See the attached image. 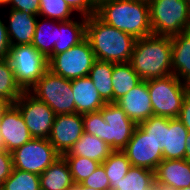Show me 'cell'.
<instances>
[{
	"instance_id": "6da1fadb",
	"label": "cell",
	"mask_w": 190,
	"mask_h": 190,
	"mask_svg": "<svg viewBox=\"0 0 190 190\" xmlns=\"http://www.w3.org/2000/svg\"><path fill=\"white\" fill-rule=\"evenodd\" d=\"M84 132L97 136L112 150H123L136 124L117 103H106L100 111L83 114Z\"/></svg>"
},
{
	"instance_id": "7a4b0ae2",
	"label": "cell",
	"mask_w": 190,
	"mask_h": 190,
	"mask_svg": "<svg viewBox=\"0 0 190 190\" xmlns=\"http://www.w3.org/2000/svg\"><path fill=\"white\" fill-rule=\"evenodd\" d=\"M129 63L144 81L173 74L171 38L152 34L136 39Z\"/></svg>"
},
{
	"instance_id": "3957f363",
	"label": "cell",
	"mask_w": 190,
	"mask_h": 190,
	"mask_svg": "<svg viewBox=\"0 0 190 190\" xmlns=\"http://www.w3.org/2000/svg\"><path fill=\"white\" fill-rule=\"evenodd\" d=\"M86 38L96 59L114 63H128L136 39L112 27L95 14L87 17Z\"/></svg>"
},
{
	"instance_id": "277c9868",
	"label": "cell",
	"mask_w": 190,
	"mask_h": 190,
	"mask_svg": "<svg viewBox=\"0 0 190 190\" xmlns=\"http://www.w3.org/2000/svg\"><path fill=\"white\" fill-rule=\"evenodd\" d=\"M95 15L135 39L152 35L148 0H112L102 4Z\"/></svg>"
},
{
	"instance_id": "5b68a950",
	"label": "cell",
	"mask_w": 190,
	"mask_h": 190,
	"mask_svg": "<svg viewBox=\"0 0 190 190\" xmlns=\"http://www.w3.org/2000/svg\"><path fill=\"white\" fill-rule=\"evenodd\" d=\"M152 34L173 38L190 30V7L185 0H148Z\"/></svg>"
},
{
	"instance_id": "8992f818",
	"label": "cell",
	"mask_w": 190,
	"mask_h": 190,
	"mask_svg": "<svg viewBox=\"0 0 190 190\" xmlns=\"http://www.w3.org/2000/svg\"><path fill=\"white\" fill-rule=\"evenodd\" d=\"M147 86L153 115L178 118L189 86L173 74L147 80Z\"/></svg>"
},
{
	"instance_id": "52a82bcc",
	"label": "cell",
	"mask_w": 190,
	"mask_h": 190,
	"mask_svg": "<svg viewBox=\"0 0 190 190\" xmlns=\"http://www.w3.org/2000/svg\"><path fill=\"white\" fill-rule=\"evenodd\" d=\"M7 59L23 91H29L48 70V59L32 44L10 46Z\"/></svg>"
},
{
	"instance_id": "ba28073f",
	"label": "cell",
	"mask_w": 190,
	"mask_h": 190,
	"mask_svg": "<svg viewBox=\"0 0 190 190\" xmlns=\"http://www.w3.org/2000/svg\"><path fill=\"white\" fill-rule=\"evenodd\" d=\"M29 91L45 102L55 115L76 113L71 80L56 75L49 69Z\"/></svg>"
},
{
	"instance_id": "9c48e42d",
	"label": "cell",
	"mask_w": 190,
	"mask_h": 190,
	"mask_svg": "<svg viewBox=\"0 0 190 190\" xmlns=\"http://www.w3.org/2000/svg\"><path fill=\"white\" fill-rule=\"evenodd\" d=\"M96 60L87 38L65 52L48 59V69L63 78L73 80L86 77Z\"/></svg>"
},
{
	"instance_id": "30bf717a",
	"label": "cell",
	"mask_w": 190,
	"mask_h": 190,
	"mask_svg": "<svg viewBox=\"0 0 190 190\" xmlns=\"http://www.w3.org/2000/svg\"><path fill=\"white\" fill-rule=\"evenodd\" d=\"M12 153L13 168L41 175L61 155L48 139L32 138Z\"/></svg>"
},
{
	"instance_id": "8fae6325",
	"label": "cell",
	"mask_w": 190,
	"mask_h": 190,
	"mask_svg": "<svg viewBox=\"0 0 190 190\" xmlns=\"http://www.w3.org/2000/svg\"><path fill=\"white\" fill-rule=\"evenodd\" d=\"M14 105L19 109L31 136L48 139L55 118L54 111L30 91H23Z\"/></svg>"
},
{
	"instance_id": "7c38bea8",
	"label": "cell",
	"mask_w": 190,
	"mask_h": 190,
	"mask_svg": "<svg viewBox=\"0 0 190 190\" xmlns=\"http://www.w3.org/2000/svg\"><path fill=\"white\" fill-rule=\"evenodd\" d=\"M131 166L142 167L155 172L163 160L161 144L148 135L139 125H136L131 139L122 150Z\"/></svg>"
},
{
	"instance_id": "4fadbf2b",
	"label": "cell",
	"mask_w": 190,
	"mask_h": 190,
	"mask_svg": "<svg viewBox=\"0 0 190 190\" xmlns=\"http://www.w3.org/2000/svg\"><path fill=\"white\" fill-rule=\"evenodd\" d=\"M84 133L81 114L55 115L52 130L48 140L62 156L67 153Z\"/></svg>"
},
{
	"instance_id": "5bb4252c",
	"label": "cell",
	"mask_w": 190,
	"mask_h": 190,
	"mask_svg": "<svg viewBox=\"0 0 190 190\" xmlns=\"http://www.w3.org/2000/svg\"><path fill=\"white\" fill-rule=\"evenodd\" d=\"M10 46L29 45L33 41L37 18L16 9H3Z\"/></svg>"
},
{
	"instance_id": "9a60e30c",
	"label": "cell",
	"mask_w": 190,
	"mask_h": 190,
	"mask_svg": "<svg viewBox=\"0 0 190 190\" xmlns=\"http://www.w3.org/2000/svg\"><path fill=\"white\" fill-rule=\"evenodd\" d=\"M115 103L118 104L136 125L153 116L147 81L142 80Z\"/></svg>"
},
{
	"instance_id": "2e32d148",
	"label": "cell",
	"mask_w": 190,
	"mask_h": 190,
	"mask_svg": "<svg viewBox=\"0 0 190 190\" xmlns=\"http://www.w3.org/2000/svg\"><path fill=\"white\" fill-rule=\"evenodd\" d=\"M0 133L8 152H13L33 138L19 109L14 104L9 107L0 120Z\"/></svg>"
},
{
	"instance_id": "e0dca14e",
	"label": "cell",
	"mask_w": 190,
	"mask_h": 190,
	"mask_svg": "<svg viewBox=\"0 0 190 190\" xmlns=\"http://www.w3.org/2000/svg\"><path fill=\"white\" fill-rule=\"evenodd\" d=\"M188 135L178 118L163 117V159H184Z\"/></svg>"
},
{
	"instance_id": "ac0fdd59",
	"label": "cell",
	"mask_w": 190,
	"mask_h": 190,
	"mask_svg": "<svg viewBox=\"0 0 190 190\" xmlns=\"http://www.w3.org/2000/svg\"><path fill=\"white\" fill-rule=\"evenodd\" d=\"M71 87L78 114L100 111L106 104L88 76L71 80Z\"/></svg>"
},
{
	"instance_id": "d6986e66",
	"label": "cell",
	"mask_w": 190,
	"mask_h": 190,
	"mask_svg": "<svg viewBox=\"0 0 190 190\" xmlns=\"http://www.w3.org/2000/svg\"><path fill=\"white\" fill-rule=\"evenodd\" d=\"M155 182L168 184L175 189L190 186V162L185 159H163L155 170Z\"/></svg>"
},
{
	"instance_id": "ffe728a7",
	"label": "cell",
	"mask_w": 190,
	"mask_h": 190,
	"mask_svg": "<svg viewBox=\"0 0 190 190\" xmlns=\"http://www.w3.org/2000/svg\"><path fill=\"white\" fill-rule=\"evenodd\" d=\"M87 17L78 15L68 21H59L58 42L53 48V55L62 53L86 38Z\"/></svg>"
},
{
	"instance_id": "44dd1931",
	"label": "cell",
	"mask_w": 190,
	"mask_h": 190,
	"mask_svg": "<svg viewBox=\"0 0 190 190\" xmlns=\"http://www.w3.org/2000/svg\"><path fill=\"white\" fill-rule=\"evenodd\" d=\"M172 72L179 80H190V30L171 38Z\"/></svg>"
},
{
	"instance_id": "7402d4cb",
	"label": "cell",
	"mask_w": 190,
	"mask_h": 190,
	"mask_svg": "<svg viewBox=\"0 0 190 190\" xmlns=\"http://www.w3.org/2000/svg\"><path fill=\"white\" fill-rule=\"evenodd\" d=\"M39 177L41 190H69L75 185L63 156L58 157Z\"/></svg>"
},
{
	"instance_id": "603a6c76",
	"label": "cell",
	"mask_w": 190,
	"mask_h": 190,
	"mask_svg": "<svg viewBox=\"0 0 190 190\" xmlns=\"http://www.w3.org/2000/svg\"><path fill=\"white\" fill-rule=\"evenodd\" d=\"M112 151L103 140L84 132L71 149L62 156H81L103 163Z\"/></svg>"
},
{
	"instance_id": "cb8c5ba5",
	"label": "cell",
	"mask_w": 190,
	"mask_h": 190,
	"mask_svg": "<svg viewBox=\"0 0 190 190\" xmlns=\"http://www.w3.org/2000/svg\"><path fill=\"white\" fill-rule=\"evenodd\" d=\"M59 21L48 18H37L32 45L47 59L53 55V48L58 42Z\"/></svg>"
},
{
	"instance_id": "d4e9b609",
	"label": "cell",
	"mask_w": 190,
	"mask_h": 190,
	"mask_svg": "<svg viewBox=\"0 0 190 190\" xmlns=\"http://www.w3.org/2000/svg\"><path fill=\"white\" fill-rule=\"evenodd\" d=\"M114 64V62L96 59L88 74L106 103L113 102L112 73Z\"/></svg>"
},
{
	"instance_id": "484cf974",
	"label": "cell",
	"mask_w": 190,
	"mask_h": 190,
	"mask_svg": "<svg viewBox=\"0 0 190 190\" xmlns=\"http://www.w3.org/2000/svg\"><path fill=\"white\" fill-rule=\"evenodd\" d=\"M141 81L142 79L134 71L129 62L115 63L112 73L113 102H116Z\"/></svg>"
},
{
	"instance_id": "4316f807",
	"label": "cell",
	"mask_w": 190,
	"mask_h": 190,
	"mask_svg": "<svg viewBox=\"0 0 190 190\" xmlns=\"http://www.w3.org/2000/svg\"><path fill=\"white\" fill-rule=\"evenodd\" d=\"M155 172L142 167L131 166L128 173L113 190H154Z\"/></svg>"
},
{
	"instance_id": "83f0119b",
	"label": "cell",
	"mask_w": 190,
	"mask_h": 190,
	"mask_svg": "<svg viewBox=\"0 0 190 190\" xmlns=\"http://www.w3.org/2000/svg\"><path fill=\"white\" fill-rule=\"evenodd\" d=\"M101 164L109 179L111 190L117 187V183L124 178L131 167L130 161L122 150H113Z\"/></svg>"
},
{
	"instance_id": "f1b7e54d",
	"label": "cell",
	"mask_w": 190,
	"mask_h": 190,
	"mask_svg": "<svg viewBox=\"0 0 190 190\" xmlns=\"http://www.w3.org/2000/svg\"><path fill=\"white\" fill-rule=\"evenodd\" d=\"M22 92L23 90L15 80L8 59H0V97L14 104Z\"/></svg>"
},
{
	"instance_id": "f546056e",
	"label": "cell",
	"mask_w": 190,
	"mask_h": 190,
	"mask_svg": "<svg viewBox=\"0 0 190 190\" xmlns=\"http://www.w3.org/2000/svg\"><path fill=\"white\" fill-rule=\"evenodd\" d=\"M39 16L57 21H68L78 15L65 0H40Z\"/></svg>"
},
{
	"instance_id": "4dcf8cb0",
	"label": "cell",
	"mask_w": 190,
	"mask_h": 190,
	"mask_svg": "<svg viewBox=\"0 0 190 190\" xmlns=\"http://www.w3.org/2000/svg\"><path fill=\"white\" fill-rule=\"evenodd\" d=\"M1 186L2 190H41L39 175L14 168Z\"/></svg>"
},
{
	"instance_id": "1f68e13d",
	"label": "cell",
	"mask_w": 190,
	"mask_h": 190,
	"mask_svg": "<svg viewBox=\"0 0 190 190\" xmlns=\"http://www.w3.org/2000/svg\"><path fill=\"white\" fill-rule=\"evenodd\" d=\"M67 161L75 184H80L88 178L101 164L81 156H63Z\"/></svg>"
},
{
	"instance_id": "d6a6232c",
	"label": "cell",
	"mask_w": 190,
	"mask_h": 190,
	"mask_svg": "<svg viewBox=\"0 0 190 190\" xmlns=\"http://www.w3.org/2000/svg\"><path fill=\"white\" fill-rule=\"evenodd\" d=\"M139 126L148 135L157 140L158 144H161V150L163 151V117L153 115L141 122Z\"/></svg>"
},
{
	"instance_id": "836d02e7",
	"label": "cell",
	"mask_w": 190,
	"mask_h": 190,
	"mask_svg": "<svg viewBox=\"0 0 190 190\" xmlns=\"http://www.w3.org/2000/svg\"><path fill=\"white\" fill-rule=\"evenodd\" d=\"M81 184L96 190H111L109 179L102 164Z\"/></svg>"
},
{
	"instance_id": "e575fe53",
	"label": "cell",
	"mask_w": 190,
	"mask_h": 190,
	"mask_svg": "<svg viewBox=\"0 0 190 190\" xmlns=\"http://www.w3.org/2000/svg\"><path fill=\"white\" fill-rule=\"evenodd\" d=\"M40 0H10L5 9H16L30 15L39 16Z\"/></svg>"
},
{
	"instance_id": "d590c367",
	"label": "cell",
	"mask_w": 190,
	"mask_h": 190,
	"mask_svg": "<svg viewBox=\"0 0 190 190\" xmlns=\"http://www.w3.org/2000/svg\"><path fill=\"white\" fill-rule=\"evenodd\" d=\"M13 171L12 153L0 150V185H2Z\"/></svg>"
},
{
	"instance_id": "8d00e7d4",
	"label": "cell",
	"mask_w": 190,
	"mask_h": 190,
	"mask_svg": "<svg viewBox=\"0 0 190 190\" xmlns=\"http://www.w3.org/2000/svg\"><path fill=\"white\" fill-rule=\"evenodd\" d=\"M70 8L80 16L88 17L94 15L96 9L90 4V0H65Z\"/></svg>"
},
{
	"instance_id": "74e56055",
	"label": "cell",
	"mask_w": 190,
	"mask_h": 190,
	"mask_svg": "<svg viewBox=\"0 0 190 190\" xmlns=\"http://www.w3.org/2000/svg\"><path fill=\"white\" fill-rule=\"evenodd\" d=\"M9 49L10 43L7 35L5 20L3 16L0 15V59H5L8 57Z\"/></svg>"
},
{
	"instance_id": "f35d334b",
	"label": "cell",
	"mask_w": 190,
	"mask_h": 190,
	"mask_svg": "<svg viewBox=\"0 0 190 190\" xmlns=\"http://www.w3.org/2000/svg\"><path fill=\"white\" fill-rule=\"evenodd\" d=\"M178 119L184 124V126L187 128L188 132L190 133V91L187 93L183 101Z\"/></svg>"
},
{
	"instance_id": "ab89813d",
	"label": "cell",
	"mask_w": 190,
	"mask_h": 190,
	"mask_svg": "<svg viewBox=\"0 0 190 190\" xmlns=\"http://www.w3.org/2000/svg\"><path fill=\"white\" fill-rule=\"evenodd\" d=\"M11 105L10 101L0 97V120Z\"/></svg>"
},
{
	"instance_id": "60d3db41",
	"label": "cell",
	"mask_w": 190,
	"mask_h": 190,
	"mask_svg": "<svg viewBox=\"0 0 190 190\" xmlns=\"http://www.w3.org/2000/svg\"><path fill=\"white\" fill-rule=\"evenodd\" d=\"M153 188H154V190H177V189L169 186L168 184H164L161 182H154Z\"/></svg>"
},
{
	"instance_id": "b9f144b4",
	"label": "cell",
	"mask_w": 190,
	"mask_h": 190,
	"mask_svg": "<svg viewBox=\"0 0 190 190\" xmlns=\"http://www.w3.org/2000/svg\"><path fill=\"white\" fill-rule=\"evenodd\" d=\"M112 0H90V4L97 10L102 4Z\"/></svg>"
},
{
	"instance_id": "7bdbcfd3",
	"label": "cell",
	"mask_w": 190,
	"mask_h": 190,
	"mask_svg": "<svg viewBox=\"0 0 190 190\" xmlns=\"http://www.w3.org/2000/svg\"><path fill=\"white\" fill-rule=\"evenodd\" d=\"M186 153H185V156H184V159L188 162H190V133L187 137V144H186Z\"/></svg>"
},
{
	"instance_id": "ee69618b",
	"label": "cell",
	"mask_w": 190,
	"mask_h": 190,
	"mask_svg": "<svg viewBox=\"0 0 190 190\" xmlns=\"http://www.w3.org/2000/svg\"><path fill=\"white\" fill-rule=\"evenodd\" d=\"M69 190H96V189H92V188L83 186V185L80 183V184H75V185L72 186Z\"/></svg>"
},
{
	"instance_id": "f6af8a7d",
	"label": "cell",
	"mask_w": 190,
	"mask_h": 190,
	"mask_svg": "<svg viewBox=\"0 0 190 190\" xmlns=\"http://www.w3.org/2000/svg\"><path fill=\"white\" fill-rule=\"evenodd\" d=\"M10 0H0V10H2L1 8L5 9L8 7Z\"/></svg>"
},
{
	"instance_id": "bcb514c9",
	"label": "cell",
	"mask_w": 190,
	"mask_h": 190,
	"mask_svg": "<svg viewBox=\"0 0 190 190\" xmlns=\"http://www.w3.org/2000/svg\"><path fill=\"white\" fill-rule=\"evenodd\" d=\"M0 150H6L5 142L1 133H0Z\"/></svg>"
},
{
	"instance_id": "7dc6e473",
	"label": "cell",
	"mask_w": 190,
	"mask_h": 190,
	"mask_svg": "<svg viewBox=\"0 0 190 190\" xmlns=\"http://www.w3.org/2000/svg\"><path fill=\"white\" fill-rule=\"evenodd\" d=\"M177 190H190V186L186 188L177 189Z\"/></svg>"
},
{
	"instance_id": "c3c4849f",
	"label": "cell",
	"mask_w": 190,
	"mask_h": 190,
	"mask_svg": "<svg viewBox=\"0 0 190 190\" xmlns=\"http://www.w3.org/2000/svg\"><path fill=\"white\" fill-rule=\"evenodd\" d=\"M187 3H188V5H189V7H190V0H185Z\"/></svg>"
},
{
	"instance_id": "681fc988",
	"label": "cell",
	"mask_w": 190,
	"mask_h": 190,
	"mask_svg": "<svg viewBox=\"0 0 190 190\" xmlns=\"http://www.w3.org/2000/svg\"><path fill=\"white\" fill-rule=\"evenodd\" d=\"M186 84L189 86V89H190V80Z\"/></svg>"
}]
</instances>
